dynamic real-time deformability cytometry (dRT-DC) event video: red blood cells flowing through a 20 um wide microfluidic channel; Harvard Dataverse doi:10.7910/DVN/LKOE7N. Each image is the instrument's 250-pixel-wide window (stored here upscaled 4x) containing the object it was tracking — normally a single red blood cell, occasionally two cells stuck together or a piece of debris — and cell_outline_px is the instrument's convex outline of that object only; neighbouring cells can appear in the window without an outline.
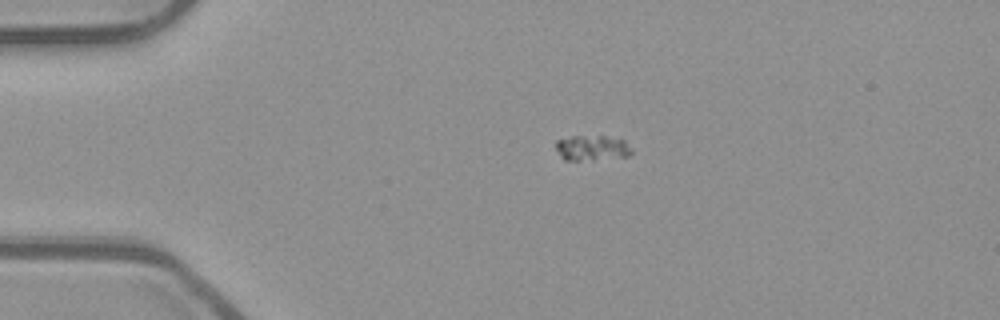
{"species": "common noctule bat (a hibernating species)", "species_latin": "Nyctalus noctula", "temperature_condition": "room temperature", "stored_images_in_passage": 43, "camera_frame_rate_fps": 3000, "um_per_image_px": 0.085, "animal": {"sex": "male", "body_mass_g": 23.1, "forearm_length_mm": 52.7}, "frame": {"image": 1, "passage_image": 1, "time_ms": 0.0, "image_size_px": [1000, 320], "cell_outline_px": [[632, 152], [628, 156], [592, 160], [564, 160], [560, 156], [556, 148], [556, 140], [572, 136], [604, 136], [624, 140], [632, 148]], "centroid_in_image_um": [50.32, 12.58], "position_along_channel_um": 34.7, "area_um2": 11.21}}
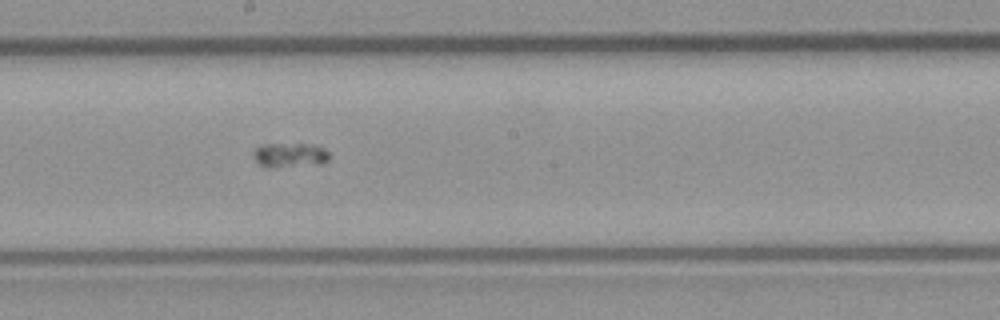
{"frame": {"image": 2, "passage_image": 19, "time_ms": 6.0, "image_size_px": [1000, 320], "cell_outline_px": [[328, 160], [320, 164], [260, 164], [252, 156], [252, 152], [260, 144], [316, 144], [324, 148], [328, 152]], "centroid_in_image_um": [24.67, 13.1], "position_along_channel_um": 223.5, "area_um2": 10.12}}
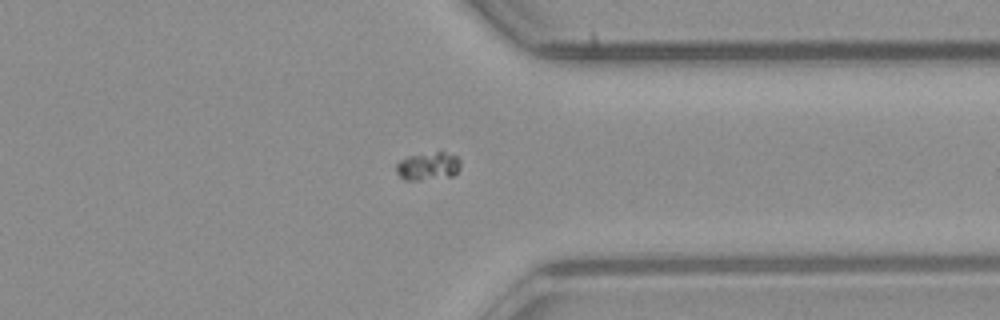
{"frame": {"image": 3, "passage_image": 31, "time_ms": 10.0, "image_size_px": [1000, 320], "cell_outline_px": [[460, 168], [452, 176], [420, 180], [404, 180], [396, 172], [396, 164], [400, 160], [408, 156], [436, 152], [444, 152], [456, 156], [460, 160]], "centroid_in_image_um": [36.38, 14.13], "position_along_channel_um": 375.0, "area_um2": 10.4}}